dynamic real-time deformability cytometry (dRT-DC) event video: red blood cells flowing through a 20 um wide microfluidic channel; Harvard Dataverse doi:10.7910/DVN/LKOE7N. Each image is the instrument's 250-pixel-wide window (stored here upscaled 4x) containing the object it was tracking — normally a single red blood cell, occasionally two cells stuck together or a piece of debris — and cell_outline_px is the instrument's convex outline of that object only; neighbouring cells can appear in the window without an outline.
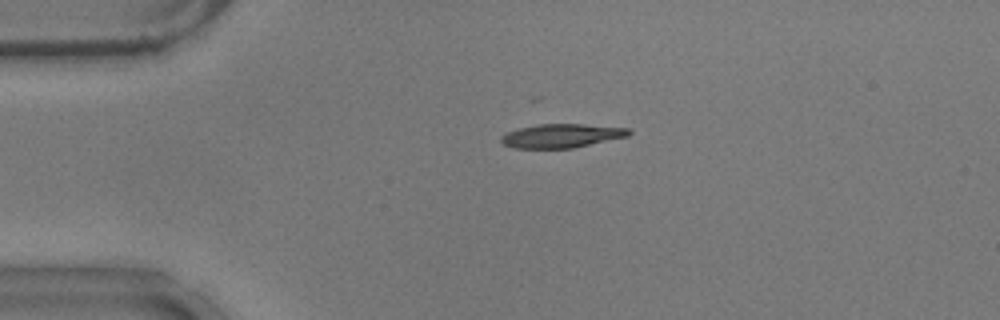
{"species": "common noctule bat (a hibernating species)", "species_latin": "Nyctalus noctula", "temperature_condition": "warm", "stored_images_in_passage": 19, "camera_frame_rate_fps": 3000, "um_per_image_px": 0.085, "animal": {"sex": "male", "body_mass_g": 17.9}, "frame": {"image": 1, "passage_image": 11, "time_ms": 3.333, "image_size_px": [1000, 320], "cell_outline_px": [[632, 132], [628, 136], [572, 148], [516, 148], [504, 144], [500, 140], [500, 136], [508, 132], [520, 128], [536, 124], [584, 124], [628, 128]], "centroid_in_image_um": [47.73, 11.53], "position_along_channel_um": 37.3, "area_um2": 17.57}}